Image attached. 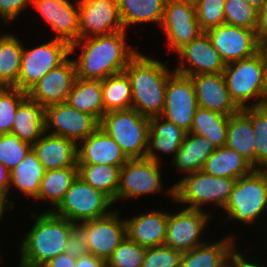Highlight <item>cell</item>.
<instances>
[{
	"label": "cell",
	"instance_id": "cell-1",
	"mask_svg": "<svg viewBox=\"0 0 267 267\" xmlns=\"http://www.w3.org/2000/svg\"><path fill=\"white\" fill-rule=\"evenodd\" d=\"M126 30L78 39L70 45V54L81 47V55L73 59L78 78L104 80L124 72L138 53L126 45Z\"/></svg>",
	"mask_w": 267,
	"mask_h": 267
},
{
	"label": "cell",
	"instance_id": "cell-2",
	"mask_svg": "<svg viewBox=\"0 0 267 267\" xmlns=\"http://www.w3.org/2000/svg\"><path fill=\"white\" fill-rule=\"evenodd\" d=\"M131 81L132 109L147 117L160 116L165 106L166 86L174 72L166 64L138 52L124 69Z\"/></svg>",
	"mask_w": 267,
	"mask_h": 267
},
{
	"label": "cell",
	"instance_id": "cell-3",
	"mask_svg": "<svg viewBox=\"0 0 267 267\" xmlns=\"http://www.w3.org/2000/svg\"><path fill=\"white\" fill-rule=\"evenodd\" d=\"M32 229L20 246L19 267H42L55 256L64 253L71 229L76 225L52 211L35 215Z\"/></svg>",
	"mask_w": 267,
	"mask_h": 267
},
{
	"label": "cell",
	"instance_id": "cell-4",
	"mask_svg": "<svg viewBox=\"0 0 267 267\" xmlns=\"http://www.w3.org/2000/svg\"><path fill=\"white\" fill-rule=\"evenodd\" d=\"M267 47L255 55L225 65L223 74L232 100L240 108L263 106ZM255 99L248 105L249 100Z\"/></svg>",
	"mask_w": 267,
	"mask_h": 267
},
{
	"label": "cell",
	"instance_id": "cell-5",
	"mask_svg": "<svg viewBox=\"0 0 267 267\" xmlns=\"http://www.w3.org/2000/svg\"><path fill=\"white\" fill-rule=\"evenodd\" d=\"M236 180L216 177L199 170L183 177L167 190L175 202L188 204L185 208L202 210L204 204L224 209Z\"/></svg>",
	"mask_w": 267,
	"mask_h": 267
},
{
	"label": "cell",
	"instance_id": "cell-6",
	"mask_svg": "<svg viewBox=\"0 0 267 267\" xmlns=\"http://www.w3.org/2000/svg\"><path fill=\"white\" fill-rule=\"evenodd\" d=\"M149 121V117L131 108L105 113L99 127L120 146L128 159H141L147 151Z\"/></svg>",
	"mask_w": 267,
	"mask_h": 267
},
{
	"label": "cell",
	"instance_id": "cell-7",
	"mask_svg": "<svg viewBox=\"0 0 267 267\" xmlns=\"http://www.w3.org/2000/svg\"><path fill=\"white\" fill-rule=\"evenodd\" d=\"M224 210L227 220L232 218L244 224H253L267 210V172L254 169L238 178Z\"/></svg>",
	"mask_w": 267,
	"mask_h": 267
},
{
	"label": "cell",
	"instance_id": "cell-8",
	"mask_svg": "<svg viewBox=\"0 0 267 267\" xmlns=\"http://www.w3.org/2000/svg\"><path fill=\"white\" fill-rule=\"evenodd\" d=\"M113 204L106 194L93 188L78 175L55 210L51 211L74 224H80L109 215L112 212L109 208Z\"/></svg>",
	"mask_w": 267,
	"mask_h": 267
},
{
	"label": "cell",
	"instance_id": "cell-9",
	"mask_svg": "<svg viewBox=\"0 0 267 267\" xmlns=\"http://www.w3.org/2000/svg\"><path fill=\"white\" fill-rule=\"evenodd\" d=\"M70 55V44L53 38L47 43L25 49L22 53L18 88L28 92L47 72L63 63Z\"/></svg>",
	"mask_w": 267,
	"mask_h": 267
},
{
	"label": "cell",
	"instance_id": "cell-10",
	"mask_svg": "<svg viewBox=\"0 0 267 267\" xmlns=\"http://www.w3.org/2000/svg\"><path fill=\"white\" fill-rule=\"evenodd\" d=\"M161 29L167 37V46L176 52L203 33L196 17L194 2L166 0Z\"/></svg>",
	"mask_w": 267,
	"mask_h": 267
},
{
	"label": "cell",
	"instance_id": "cell-11",
	"mask_svg": "<svg viewBox=\"0 0 267 267\" xmlns=\"http://www.w3.org/2000/svg\"><path fill=\"white\" fill-rule=\"evenodd\" d=\"M160 163L147 159H129L120 170L115 202L161 192Z\"/></svg>",
	"mask_w": 267,
	"mask_h": 267
},
{
	"label": "cell",
	"instance_id": "cell-12",
	"mask_svg": "<svg viewBox=\"0 0 267 267\" xmlns=\"http://www.w3.org/2000/svg\"><path fill=\"white\" fill-rule=\"evenodd\" d=\"M197 108L192 78L173 72L168 78L165 106L160 116L189 132Z\"/></svg>",
	"mask_w": 267,
	"mask_h": 267
},
{
	"label": "cell",
	"instance_id": "cell-13",
	"mask_svg": "<svg viewBox=\"0 0 267 267\" xmlns=\"http://www.w3.org/2000/svg\"><path fill=\"white\" fill-rule=\"evenodd\" d=\"M99 125L94 116L78 111L66 102L45 108V132L51 131L50 134L62 136L76 144L87 138Z\"/></svg>",
	"mask_w": 267,
	"mask_h": 267
},
{
	"label": "cell",
	"instance_id": "cell-14",
	"mask_svg": "<svg viewBox=\"0 0 267 267\" xmlns=\"http://www.w3.org/2000/svg\"><path fill=\"white\" fill-rule=\"evenodd\" d=\"M118 212L114 210L105 217L78 224L84 231L89 254L104 263L127 236L125 219H120Z\"/></svg>",
	"mask_w": 267,
	"mask_h": 267
},
{
	"label": "cell",
	"instance_id": "cell-15",
	"mask_svg": "<svg viewBox=\"0 0 267 267\" xmlns=\"http://www.w3.org/2000/svg\"><path fill=\"white\" fill-rule=\"evenodd\" d=\"M206 33L225 65L251 57L263 48L253 29L224 23Z\"/></svg>",
	"mask_w": 267,
	"mask_h": 267
},
{
	"label": "cell",
	"instance_id": "cell-16",
	"mask_svg": "<svg viewBox=\"0 0 267 267\" xmlns=\"http://www.w3.org/2000/svg\"><path fill=\"white\" fill-rule=\"evenodd\" d=\"M79 39L125 30L117 0H78Z\"/></svg>",
	"mask_w": 267,
	"mask_h": 267
},
{
	"label": "cell",
	"instance_id": "cell-17",
	"mask_svg": "<svg viewBox=\"0 0 267 267\" xmlns=\"http://www.w3.org/2000/svg\"><path fill=\"white\" fill-rule=\"evenodd\" d=\"M209 216L208 212L188 208L182 209L177 214L168 213L167 235L164 245L183 253L205 244L207 241L200 238Z\"/></svg>",
	"mask_w": 267,
	"mask_h": 267
},
{
	"label": "cell",
	"instance_id": "cell-18",
	"mask_svg": "<svg viewBox=\"0 0 267 267\" xmlns=\"http://www.w3.org/2000/svg\"><path fill=\"white\" fill-rule=\"evenodd\" d=\"M77 78L76 66L69 57L47 72L28 92L27 96L46 108L66 102Z\"/></svg>",
	"mask_w": 267,
	"mask_h": 267
},
{
	"label": "cell",
	"instance_id": "cell-19",
	"mask_svg": "<svg viewBox=\"0 0 267 267\" xmlns=\"http://www.w3.org/2000/svg\"><path fill=\"white\" fill-rule=\"evenodd\" d=\"M177 54L183 61L181 60V65L173 71L185 76L221 73L225 68V63L212 45L206 32L201 33L181 48ZM185 61L188 63L187 67Z\"/></svg>",
	"mask_w": 267,
	"mask_h": 267
},
{
	"label": "cell",
	"instance_id": "cell-20",
	"mask_svg": "<svg viewBox=\"0 0 267 267\" xmlns=\"http://www.w3.org/2000/svg\"><path fill=\"white\" fill-rule=\"evenodd\" d=\"M32 5L56 33L70 45L79 39V10L70 0H33ZM76 6V7H75Z\"/></svg>",
	"mask_w": 267,
	"mask_h": 267
},
{
	"label": "cell",
	"instance_id": "cell-21",
	"mask_svg": "<svg viewBox=\"0 0 267 267\" xmlns=\"http://www.w3.org/2000/svg\"><path fill=\"white\" fill-rule=\"evenodd\" d=\"M190 77L194 83L198 107L227 116L241 110L230 96L223 72Z\"/></svg>",
	"mask_w": 267,
	"mask_h": 267
},
{
	"label": "cell",
	"instance_id": "cell-22",
	"mask_svg": "<svg viewBox=\"0 0 267 267\" xmlns=\"http://www.w3.org/2000/svg\"><path fill=\"white\" fill-rule=\"evenodd\" d=\"M128 160L120 146L100 127L82 140L81 144L80 142L77 144V165L100 164L122 167Z\"/></svg>",
	"mask_w": 267,
	"mask_h": 267
},
{
	"label": "cell",
	"instance_id": "cell-23",
	"mask_svg": "<svg viewBox=\"0 0 267 267\" xmlns=\"http://www.w3.org/2000/svg\"><path fill=\"white\" fill-rule=\"evenodd\" d=\"M44 133L41 138L32 145L39 162L45 170L78 167L77 144L53 134Z\"/></svg>",
	"mask_w": 267,
	"mask_h": 267
},
{
	"label": "cell",
	"instance_id": "cell-24",
	"mask_svg": "<svg viewBox=\"0 0 267 267\" xmlns=\"http://www.w3.org/2000/svg\"><path fill=\"white\" fill-rule=\"evenodd\" d=\"M127 237L144 248L164 245L167 235L168 212L150 213L125 219Z\"/></svg>",
	"mask_w": 267,
	"mask_h": 267
},
{
	"label": "cell",
	"instance_id": "cell-25",
	"mask_svg": "<svg viewBox=\"0 0 267 267\" xmlns=\"http://www.w3.org/2000/svg\"><path fill=\"white\" fill-rule=\"evenodd\" d=\"M187 132L176 126L173 122L166 120L161 116L150 117L149 136L145 158L161 162L156 151L164 154H173V158L186 136Z\"/></svg>",
	"mask_w": 267,
	"mask_h": 267
},
{
	"label": "cell",
	"instance_id": "cell-26",
	"mask_svg": "<svg viewBox=\"0 0 267 267\" xmlns=\"http://www.w3.org/2000/svg\"><path fill=\"white\" fill-rule=\"evenodd\" d=\"M226 146L255 168V133L251 123V107L229 116Z\"/></svg>",
	"mask_w": 267,
	"mask_h": 267
},
{
	"label": "cell",
	"instance_id": "cell-27",
	"mask_svg": "<svg viewBox=\"0 0 267 267\" xmlns=\"http://www.w3.org/2000/svg\"><path fill=\"white\" fill-rule=\"evenodd\" d=\"M11 133L35 144L45 132V108L28 96L19 104Z\"/></svg>",
	"mask_w": 267,
	"mask_h": 267
},
{
	"label": "cell",
	"instance_id": "cell-28",
	"mask_svg": "<svg viewBox=\"0 0 267 267\" xmlns=\"http://www.w3.org/2000/svg\"><path fill=\"white\" fill-rule=\"evenodd\" d=\"M215 149L209 139L187 132L181 147L172 158V163L187 175L195 173L203 169L206 160Z\"/></svg>",
	"mask_w": 267,
	"mask_h": 267
},
{
	"label": "cell",
	"instance_id": "cell-29",
	"mask_svg": "<svg viewBox=\"0 0 267 267\" xmlns=\"http://www.w3.org/2000/svg\"><path fill=\"white\" fill-rule=\"evenodd\" d=\"M234 240L227 236L212 244L206 242L183 252L180 267H226L228 256L235 248Z\"/></svg>",
	"mask_w": 267,
	"mask_h": 267
},
{
	"label": "cell",
	"instance_id": "cell-30",
	"mask_svg": "<svg viewBox=\"0 0 267 267\" xmlns=\"http://www.w3.org/2000/svg\"><path fill=\"white\" fill-rule=\"evenodd\" d=\"M66 103L78 111L94 116L100 122L104 115L102 80L77 77Z\"/></svg>",
	"mask_w": 267,
	"mask_h": 267
},
{
	"label": "cell",
	"instance_id": "cell-31",
	"mask_svg": "<svg viewBox=\"0 0 267 267\" xmlns=\"http://www.w3.org/2000/svg\"><path fill=\"white\" fill-rule=\"evenodd\" d=\"M255 168L235 150L223 146L216 148L206 160L203 171L216 177L237 180Z\"/></svg>",
	"mask_w": 267,
	"mask_h": 267
},
{
	"label": "cell",
	"instance_id": "cell-32",
	"mask_svg": "<svg viewBox=\"0 0 267 267\" xmlns=\"http://www.w3.org/2000/svg\"><path fill=\"white\" fill-rule=\"evenodd\" d=\"M119 15L125 30L137 23H159L161 27L166 0H117Z\"/></svg>",
	"mask_w": 267,
	"mask_h": 267
},
{
	"label": "cell",
	"instance_id": "cell-33",
	"mask_svg": "<svg viewBox=\"0 0 267 267\" xmlns=\"http://www.w3.org/2000/svg\"><path fill=\"white\" fill-rule=\"evenodd\" d=\"M24 45L13 34L0 38V87L18 88V77Z\"/></svg>",
	"mask_w": 267,
	"mask_h": 267
},
{
	"label": "cell",
	"instance_id": "cell-34",
	"mask_svg": "<svg viewBox=\"0 0 267 267\" xmlns=\"http://www.w3.org/2000/svg\"><path fill=\"white\" fill-rule=\"evenodd\" d=\"M229 116L198 107L189 133L209 139L216 148L226 146Z\"/></svg>",
	"mask_w": 267,
	"mask_h": 267
},
{
	"label": "cell",
	"instance_id": "cell-35",
	"mask_svg": "<svg viewBox=\"0 0 267 267\" xmlns=\"http://www.w3.org/2000/svg\"><path fill=\"white\" fill-rule=\"evenodd\" d=\"M45 171L36 152L31 148L25 159L10 172V189L15 186L20 192L36 198Z\"/></svg>",
	"mask_w": 267,
	"mask_h": 267
},
{
	"label": "cell",
	"instance_id": "cell-36",
	"mask_svg": "<svg viewBox=\"0 0 267 267\" xmlns=\"http://www.w3.org/2000/svg\"><path fill=\"white\" fill-rule=\"evenodd\" d=\"M77 176L78 167L46 170L35 200L49 201L53 209H48V211L54 210Z\"/></svg>",
	"mask_w": 267,
	"mask_h": 267
},
{
	"label": "cell",
	"instance_id": "cell-37",
	"mask_svg": "<svg viewBox=\"0 0 267 267\" xmlns=\"http://www.w3.org/2000/svg\"><path fill=\"white\" fill-rule=\"evenodd\" d=\"M102 98L104 114L110 111L131 109V81L125 72L102 80Z\"/></svg>",
	"mask_w": 267,
	"mask_h": 267
},
{
	"label": "cell",
	"instance_id": "cell-38",
	"mask_svg": "<svg viewBox=\"0 0 267 267\" xmlns=\"http://www.w3.org/2000/svg\"><path fill=\"white\" fill-rule=\"evenodd\" d=\"M119 166L78 165V175L93 188L106 194L115 203L120 179Z\"/></svg>",
	"mask_w": 267,
	"mask_h": 267
},
{
	"label": "cell",
	"instance_id": "cell-39",
	"mask_svg": "<svg viewBox=\"0 0 267 267\" xmlns=\"http://www.w3.org/2000/svg\"><path fill=\"white\" fill-rule=\"evenodd\" d=\"M251 123L255 133V169L267 167V105L251 107Z\"/></svg>",
	"mask_w": 267,
	"mask_h": 267
},
{
	"label": "cell",
	"instance_id": "cell-40",
	"mask_svg": "<svg viewBox=\"0 0 267 267\" xmlns=\"http://www.w3.org/2000/svg\"><path fill=\"white\" fill-rule=\"evenodd\" d=\"M224 17L226 24L256 30L258 10L246 0H225Z\"/></svg>",
	"mask_w": 267,
	"mask_h": 267
},
{
	"label": "cell",
	"instance_id": "cell-41",
	"mask_svg": "<svg viewBox=\"0 0 267 267\" xmlns=\"http://www.w3.org/2000/svg\"><path fill=\"white\" fill-rule=\"evenodd\" d=\"M27 93L16 87H0V135L11 133L19 104Z\"/></svg>",
	"mask_w": 267,
	"mask_h": 267
},
{
	"label": "cell",
	"instance_id": "cell-42",
	"mask_svg": "<svg viewBox=\"0 0 267 267\" xmlns=\"http://www.w3.org/2000/svg\"><path fill=\"white\" fill-rule=\"evenodd\" d=\"M32 145L12 133L0 135V163L10 172L26 157Z\"/></svg>",
	"mask_w": 267,
	"mask_h": 267
},
{
	"label": "cell",
	"instance_id": "cell-43",
	"mask_svg": "<svg viewBox=\"0 0 267 267\" xmlns=\"http://www.w3.org/2000/svg\"><path fill=\"white\" fill-rule=\"evenodd\" d=\"M145 252L146 248L126 236L105 265L107 267H141Z\"/></svg>",
	"mask_w": 267,
	"mask_h": 267
},
{
	"label": "cell",
	"instance_id": "cell-44",
	"mask_svg": "<svg viewBox=\"0 0 267 267\" xmlns=\"http://www.w3.org/2000/svg\"><path fill=\"white\" fill-rule=\"evenodd\" d=\"M193 2L196 17L203 32L225 23V0H195Z\"/></svg>",
	"mask_w": 267,
	"mask_h": 267
},
{
	"label": "cell",
	"instance_id": "cell-45",
	"mask_svg": "<svg viewBox=\"0 0 267 267\" xmlns=\"http://www.w3.org/2000/svg\"><path fill=\"white\" fill-rule=\"evenodd\" d=\"M182 252L161 245L146 248L141 267H180Z\"/></svg>",
	"mask_w": 267,
	"mask_h": 267
},
{
	"label": "cell",
	"instance_id": "cell-46",
	"mask_svg": "<svg viewBox=\"0 0 267 267\" xmlns=\"http://www.w3.org/2000/svg\"><path fill=\"white\" fill-rule=\"evenodd\" d=\"M65 252L76 259L89 254L84 231L78 224L71 229L66 242Z\"/></svg>",
	"mask_w": 267,
	"mask_h": 267
},
{
	"label": "cell",
	"instance_id": "cell-47",
	"mask_svg": "<svg viewBox=\"0 0 267 267\" xmlns=\"http://www.w3.org/2000/svg\"><path fill=\"white\" fill-rule=\"evenodd\" d=\"M33 0H0V18L3 21L11 22L21 14V12L32 4Z\"/></svg>",
	"mask_w": 267,
	"mask_h": 267
},
{
	"label": "cell",
	"instance_id": "cell-48",
	"mask_svg": "<svg viewBox=\"0 0 267 267\" xmlns=\"http://www.w3.org/2000/svg\"><path fill=\"white\" fill-rule=\"evenodd\" d=\"M255 32L259 43L263 47H267V3L258 11V22Z\"/></svg>",
	"mask_w": 267,
	"mask_h": 267
},
{
	"label": "cell",
	"instance_id": "cell-49",
	"mask_svg": "<svg viewBox=\"0 0 267 267\" xmlns=\"http://www.w3.org/2000/svg\"><path fill=\"white\" fill-rule=\"evenodd\" d=\"M239 251L233 249L227 259L226 267H262L261 264L250 261ZM264 267V266H263Z\"/></svg>",
	"mask_w": 267,
	"mask_h": 267
},
{
	"label": "cell",
	"instance_id": "cell-50",
	"mask_svg": "<svg viewBox=\"0 0 267 267\" xmlns=\"http://www.w3.org/2000/svg\"><path fill=\"white\" fill-rule=\"evenodd\" d=\"M76 263V258L64 252L50 259L42 267H76Z\"/></svg>",
	"mask_w": 267,
	"mask_h": 267
},
{
	"label": "cell",
	"instance_id": "cell-51",
	"mask_svg": "<svg viewBox=\"0 0 267 267\" xmlns=\"http://www.w3.org/2000/svg\"><path fill=\"white\" fill-rule=\"evenodd\" d=\"M105 263L93 254H87L77 259L76 267H103Z\"/></svg>",
	"mask_w": 267,
	"mask_h": 267
},
{
	"label": "cell",
	"instance_id": "cell-52",
	"mask_svg": "<svg viewBox=\"0 0 267 267\" xmlns=\"http://www.w3.org/2000/svg\"><path fill=\"white\" fill-rule=\"evenodd\" d=\"M10 171L0 163V193L6 197L10 191Z\"/></svg>",
	"mask_w": 267,
	"mask_h": 267
},
{
	"label": "cell",
	"instance_id": "cell-53",
	"mask_svg": "<svg viewBox=\"0 0 267 267\" xmlns=\"http://www.w3.org/2000/svg\"><path fill=\"white\" fill-rule=\"evenodd\" d=\"M8 203H7L6 197L3 194L0 193V219H2V217L4 215L3 213H4L5 210H8V209L10 210V209L13 208L14 202L9 201Z\"/></svg>",
	"mask_w": 267,
	"mask_h": 267
},
{
	"label": "cell",
	"instance_id": "cell-54",
	"mask_svg": "<svg viewBox=\"0 0 267 267\" xmlns=\"http://www.w3.org/2000/svg\"><path fill=\"white\" fill-rule=\"evenodd\" d=\"M256 10H260L267 3V0H246Z\"/></svg>",
	"mask_w": 267,
	"mask_h": 267
},
{
	"label": "cell",
	"instance_id": "cell-55",
	"mask_svg": "<svg viewBox=\"0 0 267 267\" xmlns=\"http://www.w3.org/2000/svg\"><path fill=\"white\" fill-rule=\"evenodd\" d=\"M263 105H267V68L265 71V86L263 91Z\"/></svg>",
	"mask_w": 267,
	"mask_h": 267
}]
</instances>
